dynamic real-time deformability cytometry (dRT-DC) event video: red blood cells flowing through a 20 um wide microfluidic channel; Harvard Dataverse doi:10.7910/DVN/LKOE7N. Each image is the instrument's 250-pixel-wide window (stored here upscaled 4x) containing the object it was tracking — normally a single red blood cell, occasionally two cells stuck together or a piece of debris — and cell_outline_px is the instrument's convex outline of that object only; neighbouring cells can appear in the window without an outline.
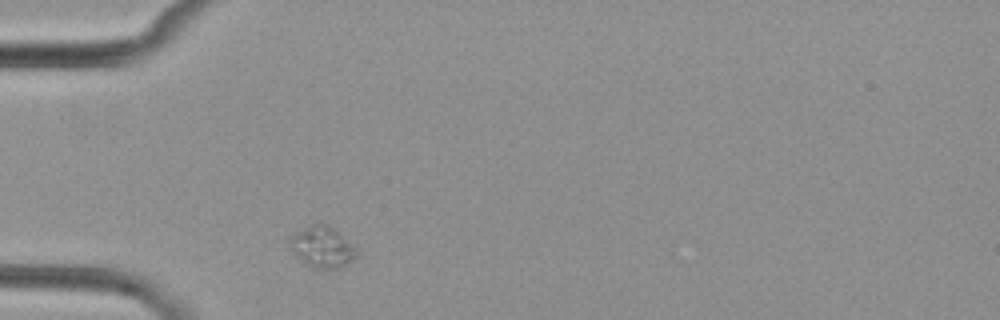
{"species": "common noctule bat (a hibernating species)", "species_latin": "Nyctalus noctula", "temperature_condition": "cold", "stored_images_in_passage": 1, "camera_frame_rate_fps": 3000, "um_per_image_px": 0.085, "animal": {"sex": "female", "body_mass_g": 29.2, "forearm_length_mm": 56.3}, "frame": {"image": 1, "passage_image": 1, "time_ms": 0.0, "image_size_px": [1000, 320], "cell_outline_px": [[360, 256], [336, 268], [312, 268], [304, 264], [292, 248], [292, 236], [296, 232], [320, 220], [328, 224], [356, 248], [360, 252]], "centroid_in_image_um": [27.44, 20.98], "position_along_channel_um": 57.6, "area_um2": 15.72}}